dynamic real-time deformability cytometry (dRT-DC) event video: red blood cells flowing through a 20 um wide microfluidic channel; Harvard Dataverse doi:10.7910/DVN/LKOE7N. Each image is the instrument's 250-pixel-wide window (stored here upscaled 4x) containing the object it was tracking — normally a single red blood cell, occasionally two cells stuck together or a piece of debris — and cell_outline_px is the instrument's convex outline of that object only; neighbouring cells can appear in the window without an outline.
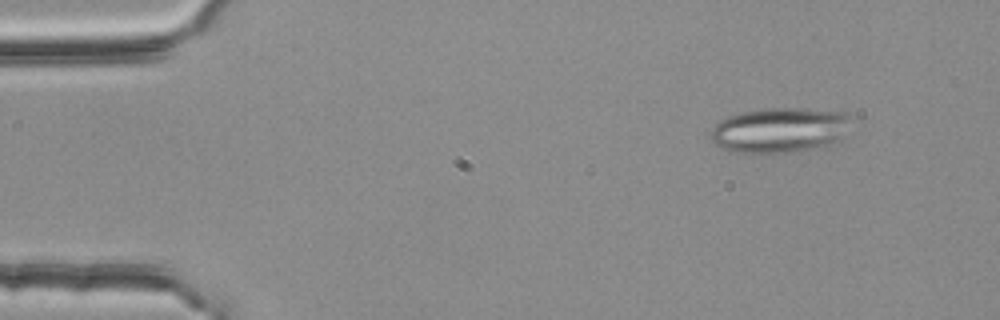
{"species": "common noctule bat (a hibernating species)", "species_latin": "Nyctalus noctula", "temperature_condition": "room temperature", "stored_images_in_passage": 54, "segment_of_instrument_passage": [1, 2], "camera_frame_rate_fps": 3000, "um_per_image_px": 0.085, "animal": {"sex": "female", "body_mass_g": 25.1}, "frame": {"image": 1, "passage_image": 6, "time_ms": 1.667, "image_size_px": [1000, 320], "cell_outline_px": [[848, 116], [840, 140], [832, 144], [820, 148], [788, 152], [736, 152], [724, 148], [716, 144], [712, 140], [708, 132], [720, 120], [728, 116], [744, 112], [764, 108], [808, 108], [848, 112]], "centroid_in_image_um": [66.25, 11.04], "position_along_channel_um": 18.8, "area_um2": 36.59}}